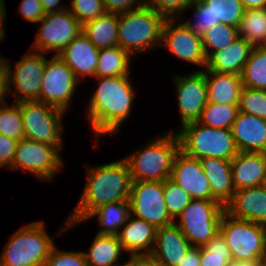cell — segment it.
<instances>
[{"label":"cell","mask_w":266,"mask_h":266,"mask_svg":"<svg viewBox=\"0 0 266 266\" xmlns=\"http://www.w3.org/2000/svg\"><path fill=\"white\" fill-rule=\"evenodd\" d=\"M86 167L88 177L83 194L66 221L64 230H60L61 233L83 222L101 205L129 201L132 178L124 158L97 167Z\"/></svg>","instance_id":"6da1fadb"},{"label":"cell","mask_w":266,"mask_h":266,"mask_svg":"<svg viewBox=\"0 0 266 266\" xmlns=\"http://www.w3.org/2000/svg\"><path fill=\"white\" fill-rule=\"evenodd\" d=\"M128 77H95L99 86L88 105L89 122L96 133L95 139L100 134H115L121 123L130 116L136 93Z\"/></svg>","instance_id":"7a4b0ae2"},{"label":"cell","mask_w":266,"mask_h":266,"mask_svg":"<svg viewBox=\"0 0 266 266\" xmlns=\"http://www.w3.org/2000/svg\"><path fill=\"white\" fill-rule=\"evenodd\" d=\"M166 19L146 4L118 14V46L133 57L161 45Z\"/></svg>","instance_id":"3957f363"},{"label":"cell","mask_w":266,"mask_h":266,"mask_svg":"<svg viewBox=\"0 0 266 266\" xmlns=\"http://www.w3.org/2000/svg\"><path fill=\"white\" fill-rule=\"evenodd\" d=\"M180 141L174 131L158 136L144 148L125 157L132 181H164L171 176Z\"/></svg>","instance_id":"277c9868"},{"label":"cell","mask_w":266,"mask_h":266,"mask_svg":"<svg viewBox=\"0 0 266 266\" xmlns=\"http://www.w3.org/2000/svg\"><path fill=\"white\" fill-rule=\"evenodd\" d=\"M43 222L18 229L0 255V266H43L55 245Z\"/></svg>","instance_id":"5b68a950"},{"label":"cell","mask_w":266,"mask_h":266,"mask_svg":"<svg viewBox=\"0 0 266 266\" xmlns=\"http://www.w3.org/2000/svg\"><path fill=\"white\" fill-rule=\"evenodd\" d=\"M176 134L180 150L199 160L222 158L231 161L239 153L229 129L212 128L196 121L181 126Z\"/></svg>","instance_id":"8992f818"},{"label":"cell","mask_w":266,"mask_h":266,"mask_svg":"<svg viewBox=\"0 0 266 266\" xmlns=\"http://www.w3.org/2000/svg\"><path fill=\"white\" fill-rule=\"evenodd\" d=\"M219 232L225 238L232 259L240 262L266 261V226L237 219L224 212Z\"/></svg>","instance_id":"52a82bcc"},{"label":"cell","mask_w":266,"mask_h":266,"mask_svg":"<svg viewBox=\"0 0 266 266\" xmlns=\"http://www.w3.org/2000/svg\"><path fill=\"white\" fill-rule=\"evenodd\" d=\"M225 207L215 200L192 199L175 224L192 246L201 247L218 232Z\"/></svg>","instance_id":"ba28073f"},{"label":"cell","mask_w":266,"mask_h":266,"mask_svg":"<svg viewBox=\"0 0 266 266\" xmlns=\"http://www.w3.org/2000/svg\"><path fill=\"white\" fill-rule=\"evenodd\" d=\"M24 124V138L62 149V116L65 111L40 101L18 103Z\"/></svg>","instance_id":"9c48e42d"},{"label":"cell","mask_w":266,"mask_h":266,"mask_svg":"<svg viewBox=\"0 0 266 266\" xmlns=\"http://www.w3.org/2000/svg\"><path fill=\"white\" fill-rule=\"evenodd\" d=\"M59 152L56 146L23 138L17 142L9 170H23L39 180H53L64 164Z\"/></svg>","instance_id":"30bf717a"},{"label":"cell","mask_w":266,"mask_h":266,"mask_svg":"<svg viewBox=\"0 0 266 266\" xmlns=\"http://www.w3.org/2000/svg\"><path fill=\"white\" fill-rule=\"evenodd\" d=\"M40 22L41 26L31 46V51L44 54L56 51L55 55L58 56L69 43L82 33V24L68 8L59 12L47 13Z\"/></svg>","instance_id":"8fae6325"},{"label":"cell","mask_w":266,"mask_h":266,"mask_svg":"<svg viewBox=\"0 0 266 266\" xmlns=\"http://www.w3.org/2000/svg\"><path fill=\"white\" fill-rule=\"evenodd\" d=\"M129 204L132 216L147 221L155 228L174 222L166 208L163 181H132Z\"/></svg>","instance_id":"7c38bea8"},{"label":"cell","mask_w":266,"mask_h":266,"mask_svg":"<svg viewBox=\"0 0 266 266\" xmlns=\"http://www.w3.org/2000/svg\"><path fill=\"white\" fill-rule=\"evenodd\" d=\"M12 73L10 62H8L7 85L8 94L17 97V103L23 101H39L42 77L46 65V56L42 52L32 51L15 63ZM14 86L15 90L12 91ZM13 92V93H12Z\"/></svg>","instance_id":"4fadbf2b"},{"label":"cell","mask_w":266,"mask_h":266,"mask_svg":"<svg viewBox=\"0 0 266 266\" xmlns=\"http://www.w3.org/2000/svg\"><path fill=\"white\" fill-rule=\"evenodd\" d=\"M79 82L61 58L56 55L51 60L46 58L39 101L66 112Z\"/></svg>","instance_id":"5bb4252c"},{"label":"cell","mask_w":266,"mask_h":266,"mask_svg":"<svg viewBox=\"0 0 266 266\" xmlns=\"http://www.w3.org/2000/svg\"><path fill=\"white\" fill-rule=\"evenodd\" d=\"M177 18H167L162 28L161 45L166 47L174 56L194 65L206 68L202 39L185 23L174 25Z\"/></svg>","instance_id":"9a60e30c"},{"label":"cell","mask_w":266,"mask_h":266,"mask_svg":"<svg viewBox=\"0 0 266 266\" xmlns=\"http://www.w3.org/2000/svg\"><path fill=\"white\" fill-rule=\"evenodd\" d=\"M173 78L178 95L181 126L198 121L208 102L205 69L184 77L176 75Z\"/></svg>","instance_id":"2e32d148"},{"label":"cell","mask_w":266,"mask_h":266,"mask_svg":"<svg viewBox=\"0 0 266 266\" xmlns=\"http://www.w3.org/2000/svg\"><path fill=\"white\" fill-rule=\"evenodd\" d=\"M170 179L185 190L192 199L214 200L210 182L203 172L200 160L180 150L174 160Z\"/></svg>","instance_id":"e0dca14e"},{"label":"cell","mask_w":266,"mask_h":266,"mask_svg":"<svg viewBox=\"0 0 266 266\" xmlns=\"http://www.w3.org/2000/svg\"><path fill=\"white\" fill-rule=\"evenodd\" d=\"M191 247L181 229L173 222L156 228L155 245L150 256L159 266H178Z\"/></svg>","instance_id":"ac0fdd59"},{"label":"cell","mask_w":266,"mask_h":266,"mask_svg":"<svg viewBox=\"0 0 266 266\" xmlns=\"http://www.w3.org/2000/svg\"><path fill=\"white\" fill-rule=\"evenodd\" d=\"M225 212L234 218L266 226V187L261 185L235 191Z\"/></svg>","instance_id":"d6986e66"},{"label":"cell","mask_w":266,"mask_h":266,"mask_svg":"<svg viewBox=\"0 0 266 266\" xmlns=\"http://www.w3.org/2000/svg\"><path fill=\"white\" fill-rule=\"evenodd\" d=\"M231 132L239 152L266 153V120L239 111Z\"/></svg>","instance_id":"ffe728a7"},{"label":"cell","mask_w":266,"mask_h":266,"mask_svg":"<svg viewBox=\"0 0 266 266\" xmlns=\"http://www.w3.org/2000/svg\"><path fill=\"white\" fill-rule=\"evenodd\" d=\"M98 54L99 49L83 33H80L59 53L58 57L67 64L80 81L86 76L96 77Z\"/></svg>","instance_id":"44dd1931"},{"label":"cell","mask_w":266,"mask_h":266,"mask_svg":"<svg viewBox=\"0 0 266 266\" xmlns=\"http://www.w3.org/2000/svg\"><path fill=\"white\" fill-rule=\"evenodd\" d=\"M231 172L235 191L263 185L266 153L239 152L231 160Z\"/></svg>","instance_id":"7402d4cb"},{"label":"cell","mask_w":266,"mask_h":266,"mask_svg":"<svg viewBox=\"0 0 266 266\" xmlns=\"http://www.w3.org/2000/svg\"><path fill=\"white\" fill-rule=\"evenodd\" d=\"M124 253L130 256L150 255L155 245L156 228L147 221L130 214L118 233Z\"/></svg>","instance_id":"603a6c76"},{"label":"cell","mask_w":266,"mask_h":266,"mask_svg":"<svg viewBox=\"0 0 266 266\" xmlns=\"http://www.w3.org/2000/svg\"><path fill=\"white\" fill-rule=\"evenodd\" d=\"M200 164L210 182L212 198L225 207L235 193L231 161L222 158H202Z\"/></svg>","instance_id":"cb8c5ba5"},{"label":"cell","mask_w":266,"mask_h":266,"mask_svg":"<svg viewBox=\"0 0 266 266\" xmlns=\"http://www.w3.org/2000/svg\"><path fill=\"white\" fill-rule=\"evenodd\" d=\"M252 46L242 37L224 49L214 52L208 59L206 70L241 75Z\"/></svg>","instance_id":"d4e9b609"},{"label":"cell","mask_w":266,"mask_h":266,"mask_svg":"<svg viewBox=\"0 0 266 266\" xmlns=\"http://www.w3.org/2000/svg\"><path fill=\"white\" fill-rule=\"evenodd\" d=\"M205 79L209 102L238 105L243 87L241 75L205 70Z\"/></svg>","instance_id":"484cf974"},{"label":"cell","mask_w":266,"mask_h":266,"mask_svg":"<svg viewBox=\"0 0 266 266\" xmlns=\"http://www.w3.org/2000/svg\"><path fill=\"white\" fill-rule=\"evenodd\" d=\"M82 33L98 49L118 46V14L106 12L84 23Z\"/></svg>","instance_id":"4316f807"},{"label":"cell","mask_w":266,"mask_h":266,"mask_svg":"<svg viewBox=\"0 0 266 266\" xmlns=\"http://www.w3.org/2000/svg\"><path fill=\"white\" fill-rule=\"evenodd\" d=\"M90 246L88 252L84 251L87 266H124L119 265L124 249L118 236L97 234Z\"/></svg>","instance_id":"83f0119b"},{"label":"cell","mask_w":266,"mask_h":266,"mask_svg":"<svg viewBox=\"0 0 266 266\" xmlns=\"http://www.w3.org/2000/svg\"><path fill=\"white\" fill-rule=\"evenodd\" d=\"M129 215V201H122L99 206L86 217L85 221L96 216L101 226L97 234L117 236Z\"/></svg>","instance_id":"f1b7e54d"},{"label":"cell","mask_w":266,"mask_h":266,"mask_svg":"<svg viewBox=\"0 0 266 266\" xmlns=\"http://www.w3.org/2000/svg\"><path fill=\"white\" fill-rule=\"evenodd\" d=\"M131 58L133 57L119 46L99 49L96 77L129 76Z\"/></svg>","instance_id":"f546056e"},{"label":"cell","mask_w":266,"mask_h":266,"mask_svg":"<svg viewBox=\"0 0 266 266\" xmlns=\"http://www.w3.org/2000/svg\"><path fill=\"white\" fill-rule=\"evenodd\" d=\"M238 34L252 47L263 46L266 43V7L245 9Z\"/></svg>","instance_id":"4dcf8cb0"},{"label":"cell","mask_w":266,"mask_h":266,"mask_svg":"<svg viewBox=\"0 0 266 266\" xmlns=\"http://www.w3.org/2000/svg\"><path fill=\"white\" fill-rule=\"evenodd\" d=\"M241 80L244 87L266 90V49L263 46L252 47Z\"/></svg>","instance_id":"1f68e13d"},{"label":"cell","mask_w":266,"mask_h":266,"mask_svg":"<svg viewBox=\"0 0 266 266\" xmlns=\"http://www.w3.org/2000/svg\"><path fill=\"white\" fill-rule=\"evenodd\" d=\"M238 113V105L217 104L208 101L198 122L212 128L231 130Z\"/></svg>","instance_id":"d6a6232c"},{"label":"cell","mask_w":266,"mask_h":266,"mask_svg":"<svg viewBox=\"0 0 266 266\" xmlns=\"http://www.w3.org/2000/svg\"><path fill=\"white\" fill-rule=\"evenodd\" d=\"M213 14V27L217 24L239 26L245 7L240 0H202Z\"/></svg>","instance_id":"836d02e7"},{"label":"cell","mask_w":266,"mask_h":266,"mask_svg":"<svg viewBox=\"0 0 266 266\" xmlns=\"http://www.w3.org/2000/svg\"><path fill=\"white\" fill-rule=\"evenodd\" d=\"M238 37V28L232 25L220 23L210 28L205 34H203V36H201L203 49L207 59L214 52L224 49L233 43Z\"/></svg>","instance_id":"e575fe53"},{"label":"cell","mask_w":266,"mask_h":266,"mask_svg":"<svg viewBox=\"0 0 266 266\" xmlns=\"http://www.w3.org/2000/svg\"><path fill=\"white\" fill-rule=\"evenodd\" d=\"M231 260L230 249L220 232L200 247V266H226Z\"/></svg>","instance_id":"d590c367"},{"label":"cell","mask_w":266,"mask_h":266,"mask_svg":"<svg viewBox=\"0 0 266 266\" xmlns=\"http://www.w3.org/2000/svg\"><path fill=\"white\" fill-rule=\"evenodd\" d=\"M0 134L18 141L24 138L22 113L17 102L0 107Z\"/></svg>","instance_id":"8d00e7d4"},{"label":"cell","mask_w":266,"mask_h":266,"mask_svg":"<svg viewBox=\"0 0 266 266\" xmlns=\"http://www.w3.org/2000/svg\"><path fill=\"white\" fill-rule=\"evenodd\" d=\"M163 192L168 214L175 222L192 198L170 178L163 181Z\"/></svg>","instance_id":"74e56055"},{"label":"cell","mask_w":266,"mask_h":266,"mask_svg":"<svg viewBox=\"0 0 266 266\" xmlns=\"http://www.w3.org/2000/svg\"><path fill=\"white\" fill-rule=\"evenodd\" d=\"M238 108L240 112L266 120V90L242 87Z\"/></svg>","instance_id":"f35d334b"},{"label":"cell","mask_w":266,"mask_h":266,"mask_svg":"<svg viewBox=\"0 0 266 266\" xmlns=\"http://www.w3.org/2000/svg\"><path fill=\"white\" fill-rule=\"evenodd\" d=\"M69 11L83 25L106 13L103 0H70Z\"/></svg>","instance_id":"ab89813d"},{"label":"cell","mask_w":266,"mask_h":266,"mask_svg":"<svg viewBox=\"0 0 266 266\" xmlns=\"http://www.w3.org/2000/svg\"><path fill=\"white\" fill-rule=\"evenodd\" d=\"M194 9V22H184L198 36H203L210 28L213 27V14L208 6L202 0H195L187 10Z\"/></svg>","instance_id":"60d3db41"},{"label":"cell","mask_w":266,"mask_h":266,"mask_svg":"<svg viewBox=\"0 0 266 266\" xmlns=\"http://www.w3.org/2000/svg\"><path fill=\"white\" fill-rule=\"evenodd\" d=\"M43 266H87L84 251H59L56 245Z\"/></svg>","instance_id":"b9f144b4"},{"label":"cell","mask_w":266,"mask_h":266,"mask_svg":"<svg viewBox=\"0 0 266 266\" xmlns=\"http://www.w3.org/2000/svg\"><path fill=\"white\" fill-rule=\"evenodd\" d=\"M194 1L195 0H146L145 4L154 9L156 12L164 15L166 18L178 19V17H181L185 10Z\"/></svg>","instance_id":"7bdbcfd3"},{"label":"cell","mask_w":266,"mask_h":266,"mask_svg":"<svg viewBox=\"0 0 266 266\" xmlns=\"http://www.w3.org/2000/svg\"><path fill=\"white\" fill-rule=\"evenodd\" d=\"M19 13L22 19L33 23H40L46 15L43 5L39 0H22Z\"/></svg>","instance_id":"ee69618b"},{"label":"cell","mask_w":266,"mask_h":266,"mask_svg":"<svg viewBox=\"0 0 266 266\" xmlns=\"http://www.w3.org/2000/svg\"><path fill=\"white\" fill-rule=\"evenodd\" d=\"M18 140L0 134V168L11 167Z\"/></svg>","instance_id":"f6af8a7d"},{"label":"cell","mask_w":266,"mask_h":266,"mask_svg":"<svg viewBox=\"0 0 266 266\" xmlns=\"http://www.w3.org/2000/svg\"><path fill=\"white\" fill-rule=\"evenodd\" d=\"M146 0H103L106 12L120 14L145 5Z\"/></svg>","instance_id":"bcb514c9"},{"label":"cell","mask_w":266,"mask_h":266,"mask_svg":"<svg viewBox=\"0 0 266 266\" xmlns=\"http://www.w3.org/2000/svg\"><path fill=\"white\" fill-rule=\"evenodd\" d=\"M178 266H200V247L192 246Z\"/></svg>","instance_id":"7dc6e473"},{"label":"cell","mask_w":266,"mask_h":266,"mask_svg":"<svg viewBox=\"0 0 266 266\" xmlns=\"http://www.w3.org/2000/svg\"><path fill=\"white\" fill-rule=\"evenodd\" d=\"M124 266H159L150 255L129 256Z\"/></svg>","instance_id":"c3c4849f"},{"label":"cell","mask_w":266,"mask_h":266,"mask_svg":"<svg viewBox=\"0 0 266 266\" xmlns=\"http://www.w3.org/2000/svg\"><path fill=\"white\" fill-rule=\"evenodd\" d=\"M39 1L43 5L46 14L52 12H59L67 8V7L62 8V6L58 8V6L61 3V0H39Z\"/></svg>","instance_id":"681fc988"},{"label":"cell","mask_w":266,"mask_h":266,"mask_svg":"<svg viewBox=\"0 0 266 266\" xmlns=\"http://www.w3.org/2000/svg\"><path fill=\"white\" fill-rule=\"evenodd\" d=\"M8 95L7 76L0 75V107L6 104L5 98Z\"/></svg>","instance_id":"f907efd6"},{"label":"cell","mask_w":266,"mask_h":266,"mask_svg":"<svg viewBox=\"0 0 266 266\" xmlns=\"http://www.w3.org/2000/svg\"><path fill=\"white\" fill-rule=\"evenodd\" d=\"M245 9L266 7V0H240Z\"/></svg>","instance_id":"816d5d0a"},{"label":"cell","mask_w":266,"mask_h":266,"mask_svg":"<svg viewBox=\"0 0 266 266\" xmlns=\"http://www.w3.org/2000/svg\"><path fill=\"white\" fill-rule=\"evenodd\" d=\"M264 262H240L231 260L226 266H261Z\"/></svg>","instance_id":"f5cc1de1"},{"label":"cell","mask_w":266,"mask_h":266,"mask_svg":"<svg viewBox=\"0 0 266 266\" xmlns=\"http://www.w3.org/2000/svg\"><path fill=\"white\" fill-rule=\"evenodd\" d=\"M6 58L2 59L0 57V75L2 76H6L7 75V71H8V59L5 60Z\"/></svg>","instance_id":"db71d44e"},{"label":"cell","mask_w":266,"mask_h":266,"mask_svg":"<svg viewBox=\"0 0 266 266\" xmlns=\"http://www.w3.org/2000/svg\"><path fill=\"white\" fill-rule=\"evenodd\" d=\"M5 0H0V23L4 22L6 18V7H5Z\"/></svg>","instance_id":"11a10c76"},{"label":"cell","mask_w":266,"mask_h":266,"mask_svg":"<svg viewBox=\"0 0 266 266\" xmlns=\"http://www.w3.org/2000/svg\"><path fill=\"white\" fill-rule=\"evenodd\" d=\"M3 23H0V42L3 41L5 37V31L3 30Z\"/></svg>","instance_id":"9f6ffc18"},{"label":"cell","mask_w":266,"mask_h":266,"mask_svg":"<svg viewBox=\"0 0 266 266\" xmlns=\"http://www.w3.org/2000/svg\"><path fill=\"white\" fill-rule=\"evenodd\" d=\"M263 185L266 187V177H265V180H264V184Z\"/></svg>","instance_id":"6f0895ef"}]
</instances>
